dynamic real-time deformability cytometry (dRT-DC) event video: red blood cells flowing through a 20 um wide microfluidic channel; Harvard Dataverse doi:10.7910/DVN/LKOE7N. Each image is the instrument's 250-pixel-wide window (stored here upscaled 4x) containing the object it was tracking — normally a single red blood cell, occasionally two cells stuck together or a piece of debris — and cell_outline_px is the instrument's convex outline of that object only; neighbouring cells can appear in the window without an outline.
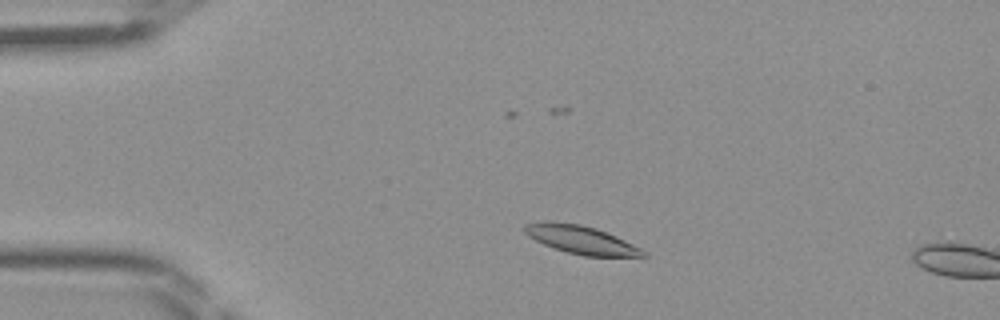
{"species": "Egyptian fruit bat (a non-hibernating species)", "species_latin": "Rousettus aegyptiacus", "temperature_condition": "room temperature", "stored_images_in_passage": 8, "camera_frame_rate_fps": 3000, "um_per_image_px": 0.085, "frame": {"image": 1, "passage_image": 6, "time_ms": 1.667, "image_size_px": [1000, 320], "cell_outline_px": [[648, 256], [584, 256], [568, 252], [544, 244], [528, 236], [524, 232], [524, 224], [540, 220], [552, 220], [580, 224], [596, 228], [616, 236], [648, 252]], "centroid_in_image_um": [49.35, 20.35], "position_along_channel_um": 35.6, "area_um2": 19.54}}